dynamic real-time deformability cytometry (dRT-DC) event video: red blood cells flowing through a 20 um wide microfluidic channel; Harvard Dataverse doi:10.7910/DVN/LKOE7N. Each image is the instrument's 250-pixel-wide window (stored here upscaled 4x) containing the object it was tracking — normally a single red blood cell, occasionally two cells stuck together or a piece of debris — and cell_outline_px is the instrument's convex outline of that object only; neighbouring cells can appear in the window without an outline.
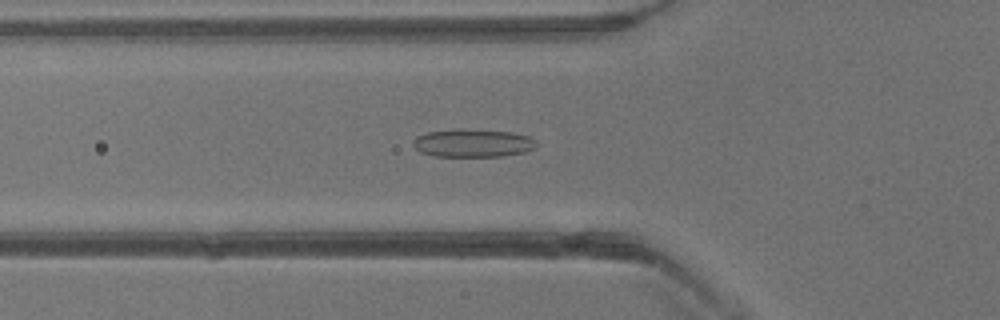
{"species": "common noctule bat (a hibernating species)", "species_latin": "Nyctalus noctula", "temperature_condition": "warm", "stored_images_in_passage": 39, "camera_frame_rate_fps": 3000, "um_per_image_px": 0.085, "animal": {"sex": "male", "body_mass_g": 13.3}, "frame": {"image": 1, "passage_image": 14, "time_ms": 4.333, "image_size_px": [1000, 320], "cell_outline_px": [[536, 144], [532, 148], [524, 152], [500, 156], [432, 156], [420, 152], [412, 144], [412, 140], [416, 136], [428, 132], [512, 132], [528, 136], [536, 140]], "centroid_in_image_um": [40.17, 12.22], "position_along_channel_um": 85.6, "area_um2": 18.96}}
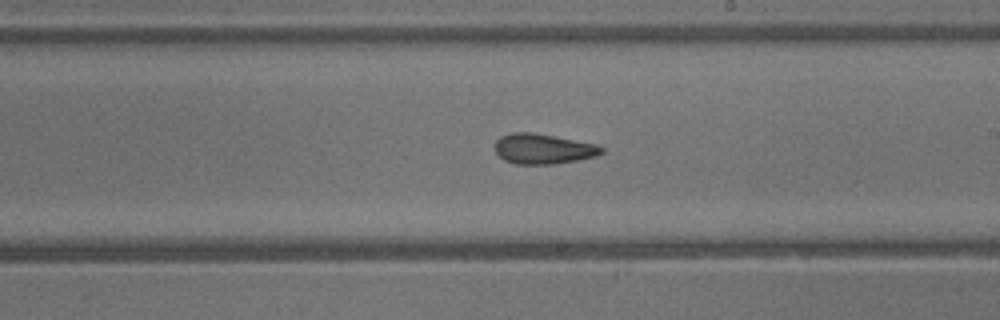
{"frame": {"image": 2, "passage_image": 23, "time_ms": 7.333, "image_size_px": [1000, 320], "cell_outline_px": [[604, 152], [596, 156], [556, 164], [516, 164], [504, 160], [496, 152], [496, 140], [500, 136], [512, 132], [532, 132], [596, 144], [604, 148]], "centroid_in_image_um": [46.17, 12.65], "position_along_channel_um": 242.8, "area_um2": 18.67}}
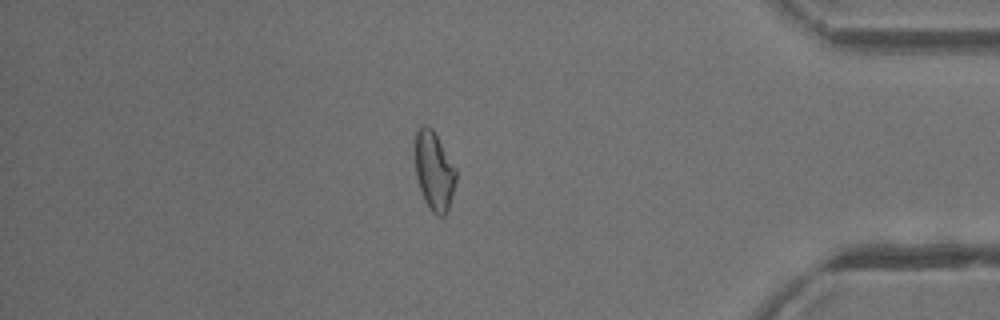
{"frame": {"image": 3, "passage_image": 34, "time_ms": 11.0, "image_size_px": [1000, 320], "cell_outline_px": [[456, 180], [452, 196], [448, 208], [444, 216], [436, 216], [432, 212], [424, 200], [416, 176], [416, 128], [420, 124], [428, 124], [432, 128], [456, 168]], "centroid_in_image_um": [36.9, 14.51], "position_along_channel_um": 398.3, "area_um2": 18.73}}